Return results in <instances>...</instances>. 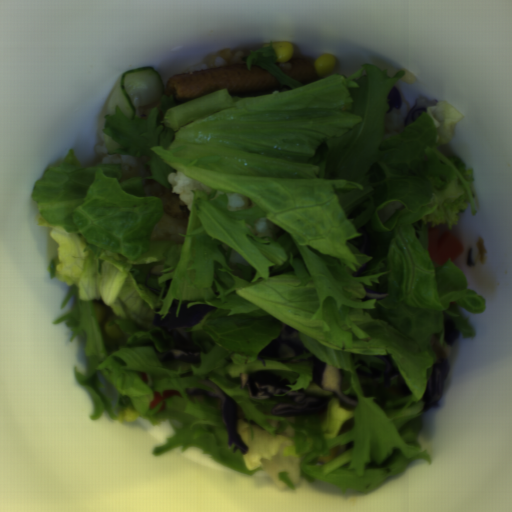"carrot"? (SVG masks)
<instances>
[{
    "label": "carrot",
    "mask_w": 512,
    "mask_h": 512,
    "mask_svg": "<svg viewBox=\"0 0 512 512\" xmlns=\"http://www.w3.org/2000/svg\"><path fill=\"white\" fill-rule=\"evenodd\" d=\"M428 251L437 267L445 265L448 259L455 262L464 253V246L452 231L447 230L441 235L439 228L431 227L428 231Z\"/></svg>",
    "instance_id": "obj_1"
},
{
    "label": "carrot",
    "mask_w": 512,
    "mask_h": 512,
    "mask_svg": "<svg viewBox=\"0 0 512 512\" xmlns=\"http://www.w3.org/2000/svg\"><path fill=\"white\" fill-rule=\"evenodd\" d=\"M181 392H179L178 390H174V389H168V390H164L161 393L159 392H156V391H153V400L150 402L149 404V407L150 409H155L160 403H162V405L159 407L158 409V412H161L162 410L166 409V401L171 398L172 396H180L181 397Z\"/></svg>",
    "instance_id": "obj_2"
}]
</instances>
